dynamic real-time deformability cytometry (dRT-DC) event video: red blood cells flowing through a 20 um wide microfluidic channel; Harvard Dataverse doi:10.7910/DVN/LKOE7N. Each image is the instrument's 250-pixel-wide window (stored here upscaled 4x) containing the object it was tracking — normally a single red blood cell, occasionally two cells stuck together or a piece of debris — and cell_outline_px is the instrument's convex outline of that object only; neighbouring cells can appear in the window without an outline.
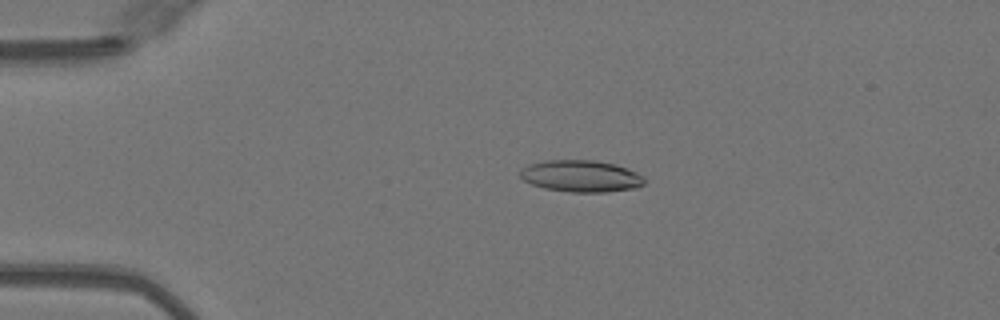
{"species": "Egyptian fruit bat (a non-hibernating species)", "species_latin": "Rousettus aegyptiacus", "temperature_condition": "warm", "stored_images_in_passage": 50, "camera_frame_rate_fps": 3000, "um_per_image_px": 0.085, "animal": {"sex": "female"}, "frame": {"image": 1, "passage_image": 11, "time_ms": 3.333, "image_size_px": [1000, 320], "cell_outline_px": [[644, 184], [636, 188], [604, 192], [572, 192], [544, 188], [532, 184], [524, 180], [520, 176], [520, 168], [528, 164], [544, 160], [596, 160], [616, 164], [636, 172], [644, 176]], "centroid_in_image_um": [49.37, 14.96], "position_along_channel_um": 35.6, "area_um2": 23.12}}
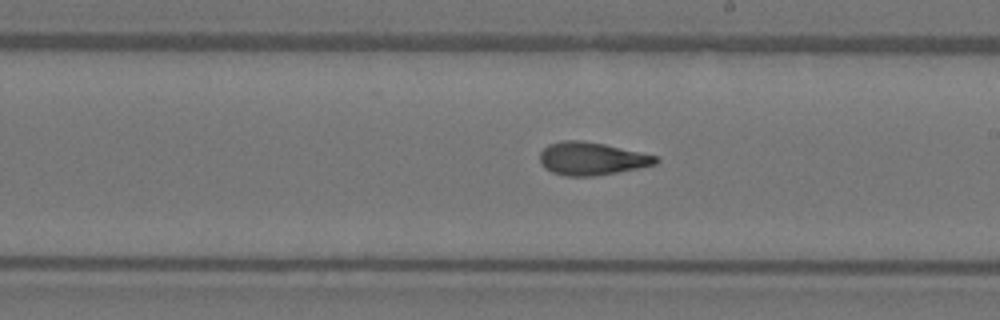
{"frame": {"image": 2, "passage_image": 29, "time_ms": 9.333, "image_size_px": [1000, 320], "cell_outline_px": [[660, 160], [656, 164], [596, 176], [564, 176], [552, 172], [544, 168], [540, 164], [540, 152], [548, 144], [564, 140], [580, 140], [604, 144], [656, 156]], "centroid_in_image_um": [50.24, 13.49], "position_along_channel_um": 238.8, "area_um2": 22.08}}
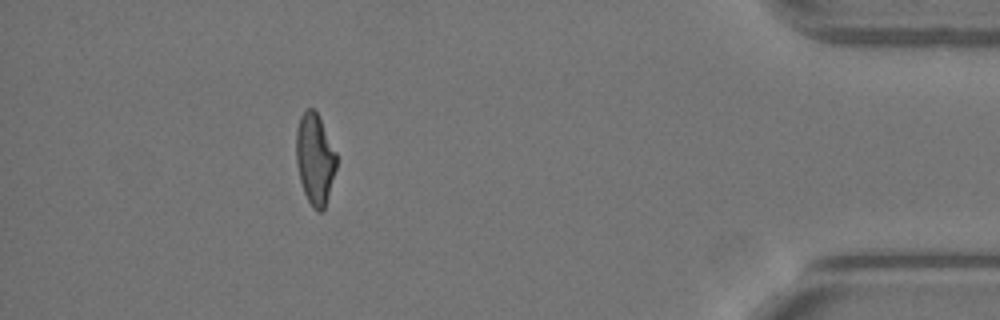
{"frame": {"image": 3, "passage_image": 45, "time_ms": 14.667, "image_size_px": [1000, 320], "cell_outline_px": [[336, 168], [324, 208], [320, 212], [316, 212], [312, 208], [304, 192], [300, 180], [296, 160], [296, 128], [300, 116], [308, 108], [312, 108], [316, 112], [336, 152]], "centroid_in_image_um": [26.75, 13.52], "position_along_channel_um": 408.5, "area_um2": 21.04}, "authors_computed_cell_mechanics": {"area_um2": 22.2241, "velocity_mm_per_s": 4.1095, "shape_relaxation_time_tau1_ms": 8.4915, "shape_relaxation_time_tau2_ms": 2.1245, "deformation_change_tau1": 0.2664, "deformation_change_tau2": 0.0974}}